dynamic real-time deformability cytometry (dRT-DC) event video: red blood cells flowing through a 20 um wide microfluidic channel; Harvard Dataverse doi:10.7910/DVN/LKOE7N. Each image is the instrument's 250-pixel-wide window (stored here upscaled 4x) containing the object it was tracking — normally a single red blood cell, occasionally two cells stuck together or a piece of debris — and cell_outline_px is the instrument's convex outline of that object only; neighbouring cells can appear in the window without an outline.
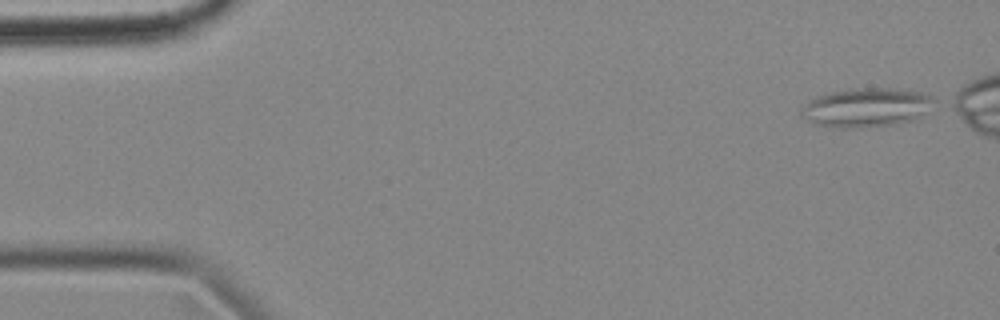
{"species": "common noctule bat (a hibernating species)", "species_latin": "Nyctalus noctula", "temperature_condition": "cold", "stored_images_in_passage": 48, "camera_frame_rate_fps": 3000, "um_per_image_px": 0.085, "animal": {"sex": "female", "body_mass_g": 18.4}, "frame": {"image": 1, "passage_image": 1, "time_ms": 0.0, "image_size_px": [1000, 320], "cell_outline_px": [[936, 100], [912, 120], [900, 124], [860, 128], [836, 128], [816, 124], [800, 116], [800, 112], [804, 104], [816, 96], [828, 92], [856, 88], [908, 88], [928, 92]], "centroid_in_image_um": [73.63, 9.12], "position_along_channel_um": 11.4, "area_um2": 30.58}}
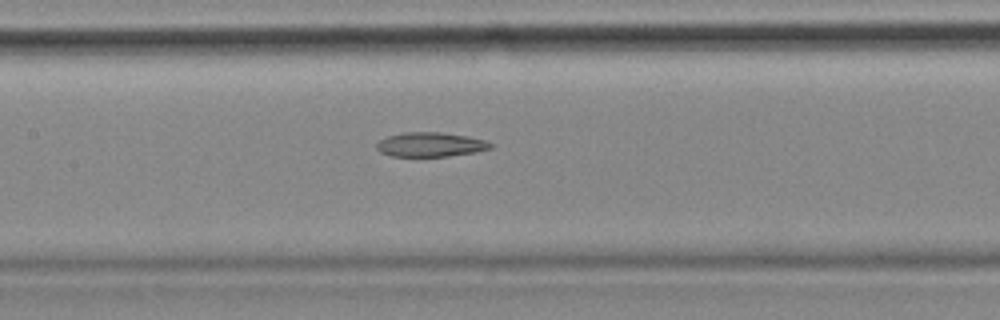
{"frame": {"image": 2, "passage_image": 24, "time_ms": 7.667, "image_size_px": [1000, 320], "cell_outline_px": [[492, 148], [476, 152], [448, 156], [392, 156], [380, 152], [376, 148], [376, 144], [380, 140], [388, 136], [404, 132], [440, 132], [468, 136], [484, 140], [492, 144]], "centroid_in_image_um": [36.58, 12.28], "position_along_channel_um": 170.8, "area_um2": 16.13}}
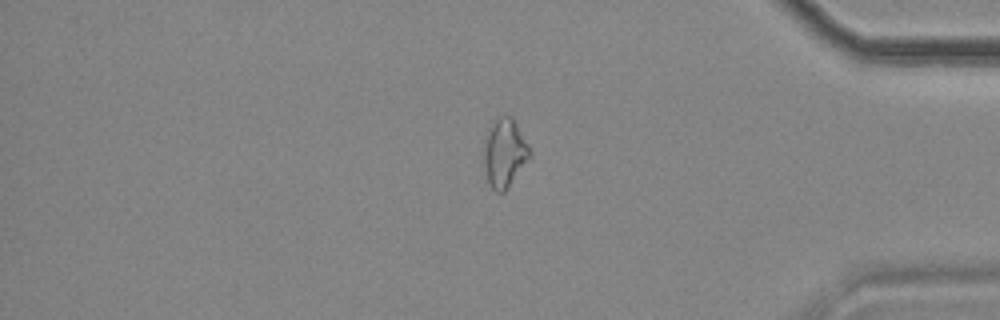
{"frame": {"image": 3, "passage_image": 45, "time_ms": 14.667, "image_size_px": [1000, 320], "cell_outline_px": [[532, 156], [504, 192], [496, 192], [488, 184], [484, 168], [484, 140], [488, 128], [492, 120], [500, 116], [512, 116], [528, 144], [532, 152]], "centroid_in_image_um": [42.88, 12.99], "position_along_channel_um": 392.3, "area_um2": 18.61}}